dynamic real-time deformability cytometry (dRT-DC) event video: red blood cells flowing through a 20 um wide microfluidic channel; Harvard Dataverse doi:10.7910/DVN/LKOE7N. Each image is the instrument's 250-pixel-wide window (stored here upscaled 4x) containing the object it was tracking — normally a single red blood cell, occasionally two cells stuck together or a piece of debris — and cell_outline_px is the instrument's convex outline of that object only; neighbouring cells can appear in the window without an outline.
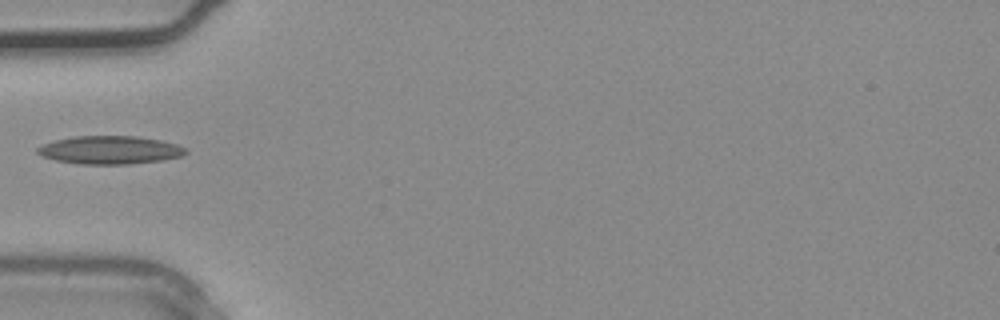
{"species": "common noctule bat (a hibernating species)", "species_latin": "Nyctalus noctula", "temperature_condition": "warm", "stored_images_in_passage": 8, "camera_frame_rate_fps": 3000, "um_per_image_px": 0.085, "animal": {"sex": "male", "body_mass_g": 20.4}, "frame": {"image": 1, "passage_image": 1, "time_ms": 0.0, "image_size_px": [1000, 320], "cell_outline_px": [[188, 152], [180, 156], [164, 160], [128, 164], [80, 164], [56, 160], [44, 156], [36, 152], [36, 148], [44, 144], [56, 140], [76, 136], [136, 136], [160, 140], [176, 144], [188, 148]], "centroid_in_image_um": [9.38, 12.75], "position_along_channel_um": 75.6, "area_um2": 24.22}}